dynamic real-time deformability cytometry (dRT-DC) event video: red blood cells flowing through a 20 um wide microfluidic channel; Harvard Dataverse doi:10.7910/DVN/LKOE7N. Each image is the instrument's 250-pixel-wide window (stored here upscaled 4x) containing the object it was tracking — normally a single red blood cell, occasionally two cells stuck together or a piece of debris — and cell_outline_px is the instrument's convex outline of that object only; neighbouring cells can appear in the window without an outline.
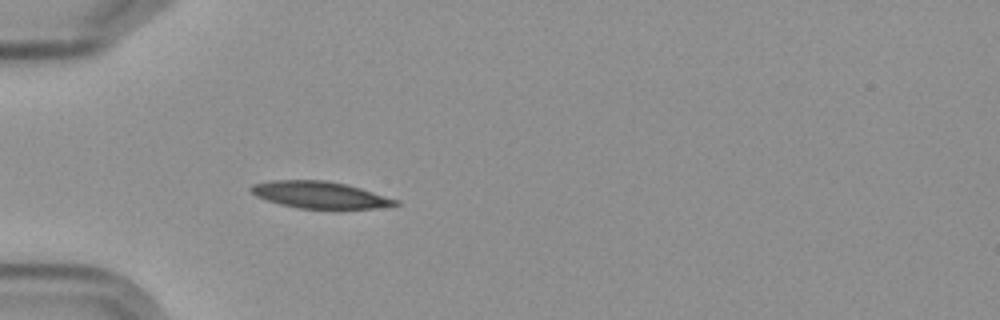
{"species": "Egyptian fruit bat (a non-hibernating species)", "species_latin": "Rousettus aegyptiacus", "temperature_condition": "cold", "stored_images_in_passage": 5, "camera_frame_rate_fps": 3000, "um_per_image_px": 0.085, "frame": {"image": 1, "passage_image": 5, "time_ms": 5.667, "image_size_px": [1000, 320], "cell_outline_px": [[400, 204], [372, 208], [340, 212], [300, 208], [280, 204], [256, 196], [248, 188], [252, 184], [268, 180], [324, 180], [344, 184], [360, 188], [400, 200]], "centroid_in_image_um": [27.22, 16.6], "position_along_channel_um": 57.8, "area_um2": 23.35}}